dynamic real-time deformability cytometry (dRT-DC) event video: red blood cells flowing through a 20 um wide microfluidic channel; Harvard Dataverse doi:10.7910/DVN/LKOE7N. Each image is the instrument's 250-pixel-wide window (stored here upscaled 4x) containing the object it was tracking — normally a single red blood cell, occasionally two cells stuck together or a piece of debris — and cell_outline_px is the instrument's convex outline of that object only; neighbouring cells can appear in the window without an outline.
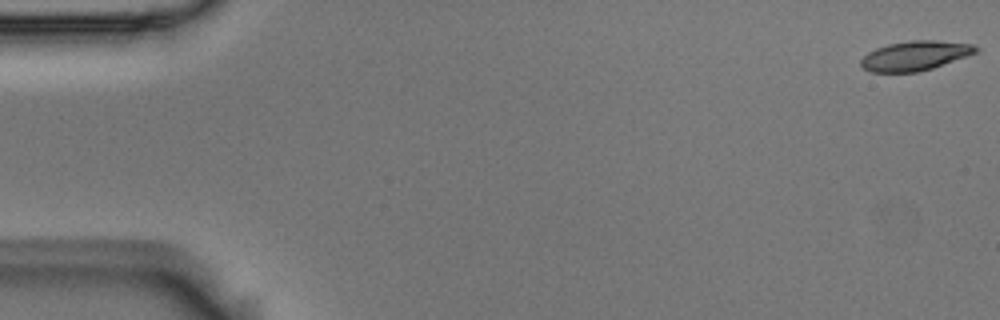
{"species": "Egyptian fruit bat (a non-hibernating species)", "species_latin": "Rousettus aegyptiacus", "temperature_condition": "room temperature", "stored_images_in_passage": 55, "camera_frame_rate_fps": 3000, "um_per_image_px": 0.085, "animal": {"sex": "male"}, "frame": {"image": 1, "passage_image": 1, "time_ms": 0.0, "image_size_px": [1000, 320], "cell_outline_px": [[980, 52], [932, 68], [916, 72], [872, 72], [864, 68], [860, 64], [860, 60], [868, 52], [876, 48], [888, 44], [908, 40], [936, 40], [972, 44], [980, 48]], "centroid_in_image_um": [77.81, 4.72], "position_along_channel_um": 7.2, "area_um2": 19.88}}
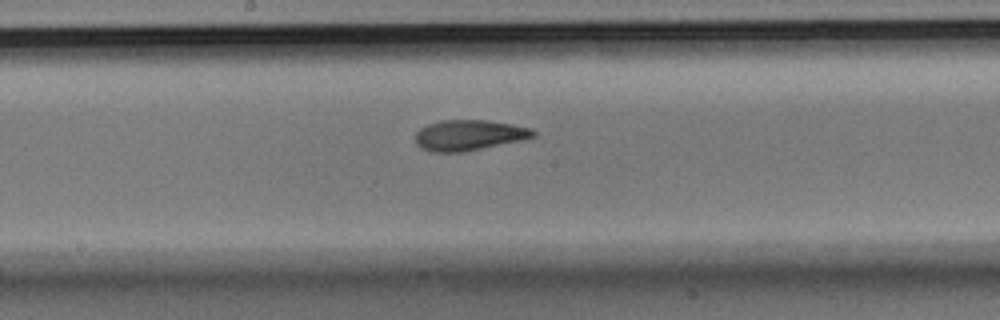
{"frame": {"image": 2, "passage_image": 29, "time_ms": 9.333, "image_size_px": [1000, 320], "cell_outline_px": [[536, 136], [524, 140], [460, 152], [432, 152], [420, 148], [416, 144], [416, 132], [420, 128], [428, 124], [440, 120], [488, 120], [512, 124], [532, 128], [536, 132]], "centroid_in_image_um": [39.87, 11.48], "position_along_channel_um": 208.3, "area_um2": 21.1}}
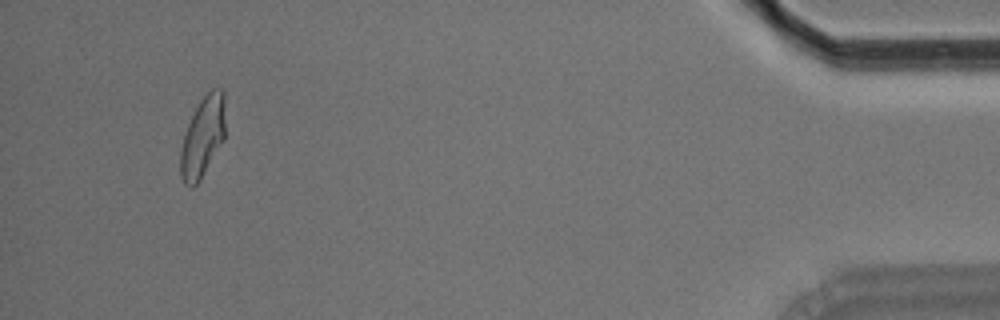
{"frame": {"image": 3, "passage_image": 52, "time_ms": 17.0, "image_size_px": [1000, 320], "cell_outline_px": [[224, 140], [200, 180], [192, 188], [188, 188], [184, 184], [180, 176], [180, 152], [184, 132], [200, 100], [212, 88], [224, 88]], "centroid_in_image_um": [17.22, 11.66], "position_along_channel_um": 418.0, "area_um2": 21.1}, "authors_computed_cell_mechanics": {"area_um2": 20.6924, "velocity_mm_per_s": 3.6743, "shape_relaxation_time_tau1_ms": 7.6522, "shape_relaxation_time_tau2_ms": 2.401, "deformation_change_tau1": 0.221, "deformation_change_tau2": 0.0903}}